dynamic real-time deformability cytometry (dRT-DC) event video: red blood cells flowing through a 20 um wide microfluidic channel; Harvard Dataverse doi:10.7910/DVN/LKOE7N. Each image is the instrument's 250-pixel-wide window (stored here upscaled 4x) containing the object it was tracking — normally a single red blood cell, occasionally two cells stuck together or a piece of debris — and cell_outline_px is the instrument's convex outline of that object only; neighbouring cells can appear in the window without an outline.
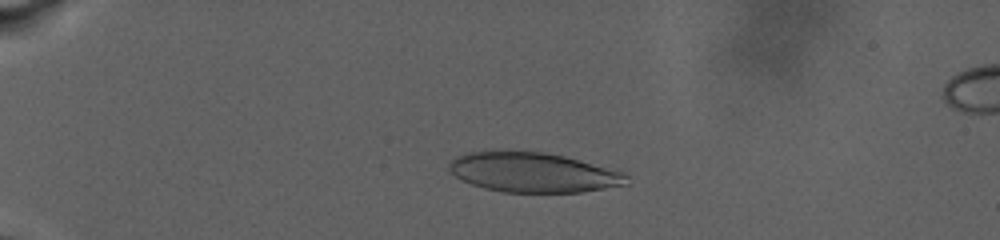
{"species": "human", "species_latin": "Homo sapiens", "temperature_condition": "warm", "stored_images_in_passage": 54, "camera_frame_rate_fps": 3000, "um_per_image_px": 0.085, "donor": {"sex": "male"}, "frame": {"image": 1, "passage_image": 27, "time_ms": 7.667, "image_size_px": [1000, 240], "cell_outline_px": [[628, 184], [580, 192], [504, 192], [484, 188], [460, 180], [448, 168], [448, 164], [456, 156], [464, 152], [492, 148], [504, 148], [544, 152], [564, 156], [616, 168], [628, 172]], "centroid_in_image_um": [45.3, 14.6], "position_along_channel_um": 39.7, "area_um2": 42.54}}
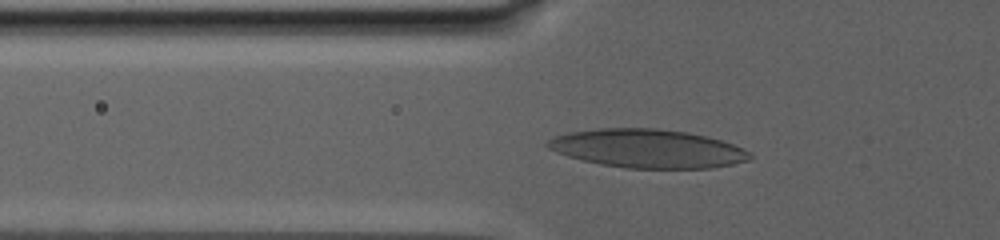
{"frame": {"image": 2, "passage_image": 45, "time_ms": 11.667, "image_size_px": [1000, 240], "cell_outline_px": [[752, 156], [748, 160], [732, 164], [712, 168], [628, 168], [600, 164], [568, 156], [556, 152], [548, 148], [544, 144], [548, 140], [556, 136], [568, 132], [596, 128], [656, 128], [688, 132], [720, 140], [744, 148]], "centroid_in_image_um": [55.02, 12.62], "position_along_channel_um": 70.8, "area_um2": 45.32}}
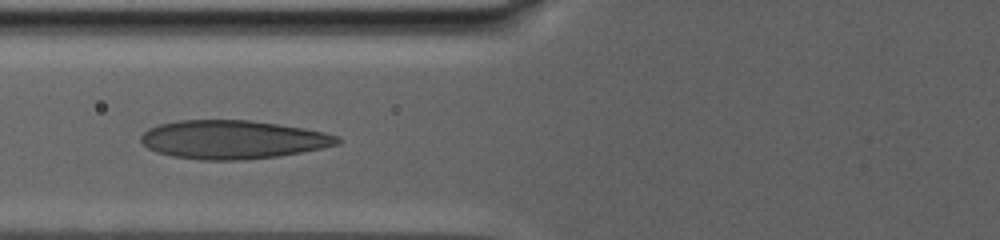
{"frame": {"image": 3, "passage_image": 53, "time_ms": 13.333, "image_size_px": [1000, 240], "cell_outline_px": [[340, 144], [300, 152], [276, 156], [244, 160], [200, 160], [172, 156], [156, 152], [148, 148], [140, 140], [140, 136], [148, 128], [160, 124], [176, 120], [248, 120], [304, 128], [324, 132], [340, 136]], "centroid_in_image_um": [19.76, 11.86], "position_along_channel_um": 106.0, "area_um2": 44.1}}